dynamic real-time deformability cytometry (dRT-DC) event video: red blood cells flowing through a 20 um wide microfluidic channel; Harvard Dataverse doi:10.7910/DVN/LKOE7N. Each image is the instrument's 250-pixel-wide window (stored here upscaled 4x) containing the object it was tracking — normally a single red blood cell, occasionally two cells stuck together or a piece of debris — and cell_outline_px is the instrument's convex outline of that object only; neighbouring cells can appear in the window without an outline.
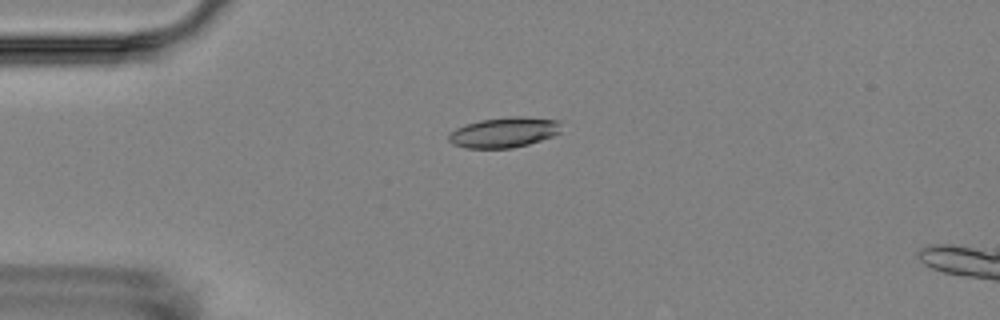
{"species": "Egyptian fruit bat (a non-hibernating species)", "species_latin": "Rousettus aegyptiacus", "temperature_condition": "room temperature", "stored_images_in_passage": 6, "camera_frame_rate_fps": 3000, "um_per_image_px": 0.085, "animal": {"sex": "female"}, "frame": {"image": 1, "passage_image": 5, "time_ms": 4.333, "image_size_px": [1000, 320], "cell_outline_px": [[560, 132], [552, 136], [528, 144], [512, 148], [464, 148], [452, 144], [448, 140], [448, 136], [456, 128], [480, 120], [508, 116], [528, 116], [560, 120]], "centroid_in_image_um": [42.86, 11.24], "position_along_channel_um": 42.1, "area_um2": 19.94}}